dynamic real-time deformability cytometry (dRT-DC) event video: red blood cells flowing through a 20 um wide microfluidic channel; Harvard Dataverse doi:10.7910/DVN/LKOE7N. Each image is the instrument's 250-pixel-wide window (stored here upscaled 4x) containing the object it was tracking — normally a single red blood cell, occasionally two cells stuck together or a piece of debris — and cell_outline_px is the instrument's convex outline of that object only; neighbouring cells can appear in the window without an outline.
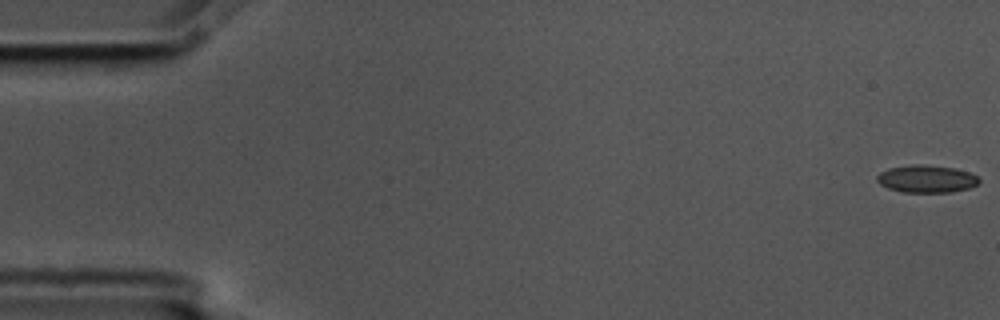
{"species": "common noctule bat (a hibernating species)", "species_latin": "Nyctalus noctula", "temperature_condition": "cold", "stored_images_in_passage": 6, "camera_frame_rate_fps": 3000, "um_per_image_px": 0.085, "animal": {"sex": "male", "body_mass_g": 17.5, "forearm_length_mm": 52.3}, "frame": {"image": 1, "passage_image": 1, "time_ms": 0.0, "image_size_px": [1000, 320], "cell_outline_px": [[980, 184], [968, 188], [952, 192], [904, 192], [888, 188], [880, 184], [876, 180], [876, 176], [880, 172], [888, 168], [912, 164], [920, 164], [952, 168], [968, 172], [976, 176], [980, 180]], "centroid_in_image_um": [78.73, 15.2], "position_along_channel_um": 6.3, "area_um2": 16.3}}
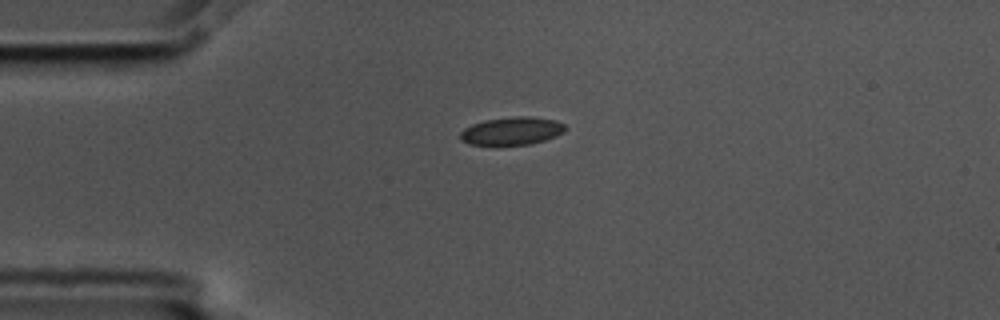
{"frame": {"image": 2, "passage_image": 6, "time_ms": 1.667, "image_size_px": [1000, 320], "cell_outline_px": [[568, 128], [564, 132], [556, 136], [544, 140], [528, 144], [496, 148], [468, 144], [460, 140], [460, 132], [464, 128], [472, 124], [484, 120], [516, 116], [528, 116], [556, 120], [564, 124]], "centroid_in_image_um": [43.45, 11.17], "position_along_channel_um": 41.5, "area_um2": 17.86}}